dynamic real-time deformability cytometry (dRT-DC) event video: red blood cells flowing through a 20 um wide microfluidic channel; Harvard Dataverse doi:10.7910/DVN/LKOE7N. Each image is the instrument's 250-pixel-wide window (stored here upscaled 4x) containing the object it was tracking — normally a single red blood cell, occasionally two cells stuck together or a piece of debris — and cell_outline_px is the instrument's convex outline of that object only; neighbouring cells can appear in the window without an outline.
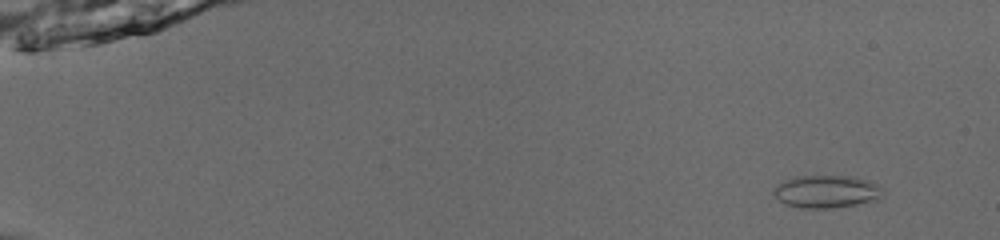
{"species": "common noctule bat (a hibernating species)", "species_latin": "Nyctalus noctula", "temperature_condition": "room temperature", "stored_images_in_passage": 53, "camera_frame_rate_fps": 3000, "um_per_image_px": 0.085, "animal": {"sex": "male", "body_mass_g": 13.0, "forearm_length_mm": 53.1}, "frame": {"image": 1, "passage_image": 5, "time_ms": 1.333, "image_size_px": [1000, 240], "cell_outline_px": [[884, 192], [876, 200], [856, 204], [832, 208], [800, 208], [784, 204], [772, 196], [772, 192], [784, 180], [796, 176], [852, 176], [868, 180], [884, 188]], "centroid_in_image_um": [70.24, 16.28], "position_along_channel_um": 14.8, "area_um2": 20.87}}
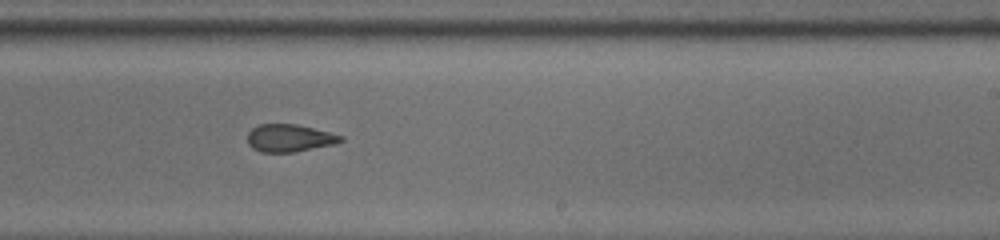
{"frame": {"image": 2, "passage_image": 35, "time_ms": 11.333, "image_size_px": [1000, 240], "cell_outline_px": [[344, 140], [332, 144], [292, 152], [260, 152], [252, 148], [248, 144], [248, 132], [252, 128], [260, 124], [296, 124], [344, 136]], "centroid_in_image_um": [24.56, 11.73], "position_along_channel_um": 264.4, "area_um2": 14.74}}
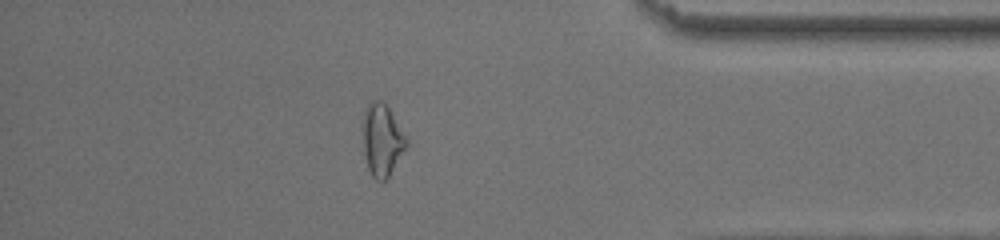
{"frame": {"image": 3, "passage_image": 47, "time_ms": 15.333, "image_size_px": [1000, 240], "cell_outline_px": [[408, 144], [388, 176], [384, 180], [376, 180], [372, 176], [368, 168], [364, 152], [360, 124], [364, 108], [372, 100], [384, 100], [408, 140]], "centroid_in_image_um": [32.42, 11.82], "position_along_channel_um": 402.8, "area_um2": 18.55}, "authors_computed_cell_mechanics": {"area_um2": 17.5134, "velocity_mm_per_s": 3.9613, "shape_relaxation_time_tau1_ms": 4.0872, "shape_relaxation_time_tau2_ms": 1.544, "deformation_change_tau1": 0.1098, "deformation_change_tau2": 0.077}}